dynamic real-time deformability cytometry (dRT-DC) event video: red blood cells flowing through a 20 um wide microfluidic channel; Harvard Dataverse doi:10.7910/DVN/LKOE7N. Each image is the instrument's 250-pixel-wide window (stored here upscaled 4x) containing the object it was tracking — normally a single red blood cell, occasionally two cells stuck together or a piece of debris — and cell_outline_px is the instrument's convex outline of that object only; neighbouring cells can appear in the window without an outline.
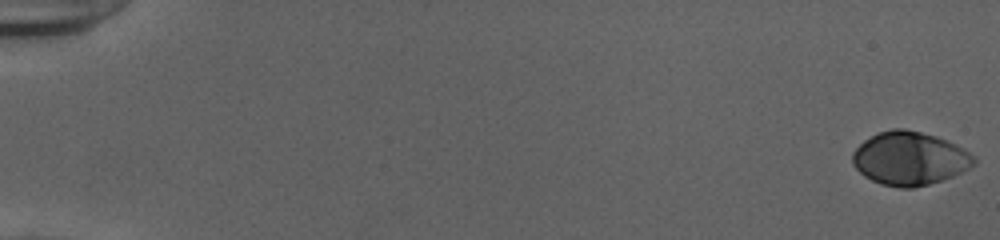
{"species": "human", "species_latin": "Homo sapiens", "temperature_condition": "cold", "stored_images_in_passage": 54, "camera_frame_rate_fps": 3000, "um_per_image_px": 0.085, "donor": {"sex": "female"}, "frame": {"image": 1, "passage_image": 1, "time_ms": 0.0, "image_size_px": [1000, 240], "cell_outline_px": [[976, 164], [952, 176], [928, 184], [912, 188], [900, 188], [880, 184], [864, 176], [852, 164], [852, 152], [864, 140], [880, 132], [892, 128], [904, 128], [936, 136], [964, 148], [976, 156]], "centroid_in_image_um": [77.32, 13.47], "position_along_channel_um": 7.7, "area_um2": 37.74}}
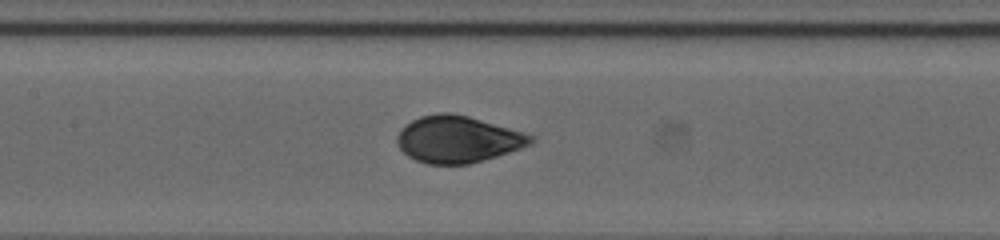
{"frame": {"image": 2, "passage_image": 28, "time_ms": 9.0, "image_size_px": [1000, 240], "cell_outline_px": [[536, 140], [532, 144], [496, 156], [468, 164], [424, 164], [408, 156], [396, 144], [396, 136], [400, 128], [404, 124], [420, 116], [440, 112], [448, 112], [468, 116], [524, 132], [536, 136]], "centroid_in_image_um": [38.89, 11.83], "position_along_channel_um": 168.5, "area_um2": 36.59}}
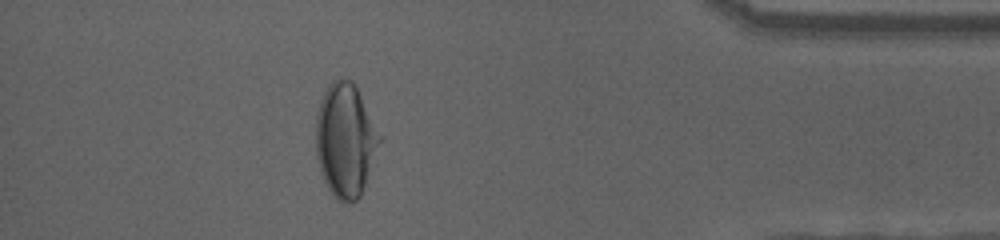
{"frame": {"image": 3, "passage_image": 49, "time_ms": 16.0, "image_size_px": [1000, 240], "cell_outline_px": [[384, 140], [360, 196], [352, 204], [340, 200], [328, 188], [320, 172], [316, 156], [316, 112], [320, 100], [328, 84], [332, 80], [340, 76], [352, 80], [384, 136]], "centroid_in_image_um": [29.4, 11.87], "position_along_channel_um": 405.8, "area_um2": 43.18}, "authors_computed_cell_mechanics": {"area_um2": 36.7897, "velocity_mm_per_s": 3.8972, "shape_relaxation_time_tau1_ms": 4.8317, "shape_relaxation_time_tau2_ms": null, "deformation_change_tau1": 0.1823, "deformation_change_tau2": null}}